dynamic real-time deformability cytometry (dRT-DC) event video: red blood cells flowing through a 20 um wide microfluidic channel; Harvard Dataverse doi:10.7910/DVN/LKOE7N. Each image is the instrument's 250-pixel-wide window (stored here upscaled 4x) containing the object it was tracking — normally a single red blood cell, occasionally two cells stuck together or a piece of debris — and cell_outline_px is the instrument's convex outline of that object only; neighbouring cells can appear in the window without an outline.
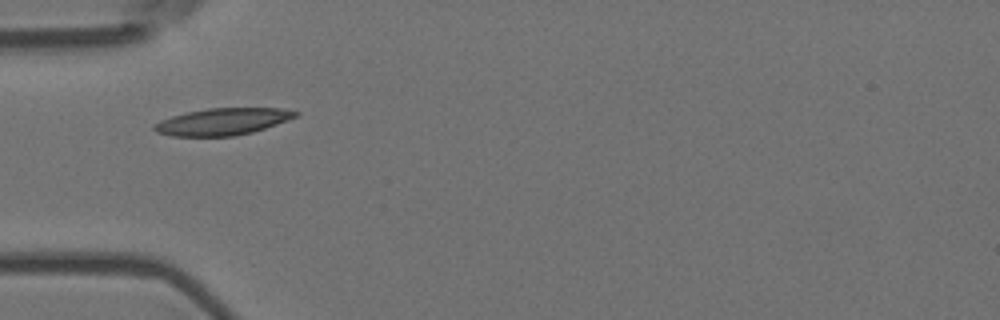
{"species": "Egyptian fruit bat (a non-hibernating species)", "species_latin": "Rousettus aegyptiacus", "temperature_condition": "room temperature", "stored_images_in_passage": 14, "camera_frame_rate_fps": 3000, "um_per_image_px": 0.085, "animal": {"sex": "female"}, "frame": {"image": 1, "passage_image": 4, "time_ms": 1.0, "image_size_px": [1000, 320], "cell_outline_px": [[300, 112], [296, 116], [288, 120], [252, 132], [236, 136], [172, 136], [156, 132], [152, 128], [152, 124], [160, 120], [172, 116], [188, 112], [208, 108], [284, 108]], "centroid_in_image_um": [18.9, 10.33], "position_along_channel_um": 66.1, "area_um2": 22.14}}
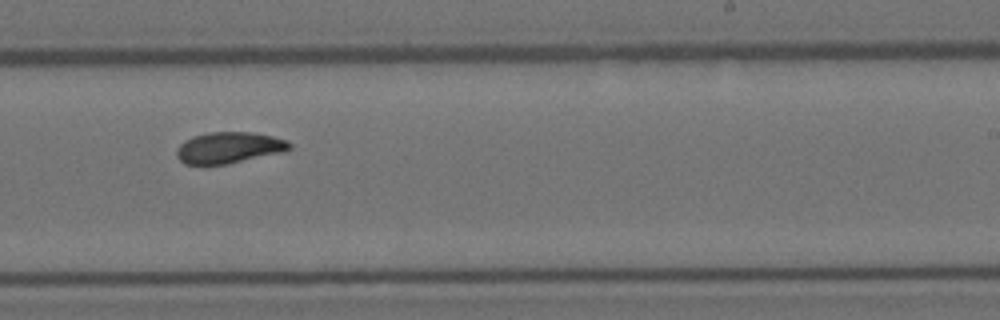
{"frame": {"image": 2, "passage_image": 9, "time_ms": 2.667, "image_size_px": [1000, 320], "cell_outline_px": [[292, 148], [284, 152], [224, 164], [184, 164], [176, 156], [176, 148], [184, 140], [192, 136], [208, 132], [252, 132], [272, 136], [288, 140], [292, 144]], "centroid_in_image_um": [19.46, 12.54], "position_along_channel_um": 269.5, "area_um2": 20.63}}
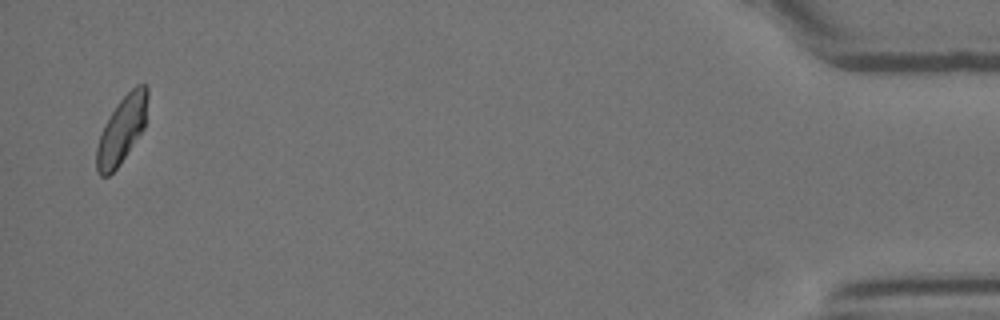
{"frame": {"image": 3, "passage_image": 14, "time_ms": 4.333, "image_size_px": [1000, 320], "cell_outline_px": [[148, 96], [144, 128], [120, 164], [108, 176], [100, 176], [96, 172], [96, 148], [104, 124], [116, 104], [136, 84], [148, 84]], "centroid_in_image_um": [10.35, 11.02], "position_along_channel_um": 424.9, "area_um2": 19.88}}